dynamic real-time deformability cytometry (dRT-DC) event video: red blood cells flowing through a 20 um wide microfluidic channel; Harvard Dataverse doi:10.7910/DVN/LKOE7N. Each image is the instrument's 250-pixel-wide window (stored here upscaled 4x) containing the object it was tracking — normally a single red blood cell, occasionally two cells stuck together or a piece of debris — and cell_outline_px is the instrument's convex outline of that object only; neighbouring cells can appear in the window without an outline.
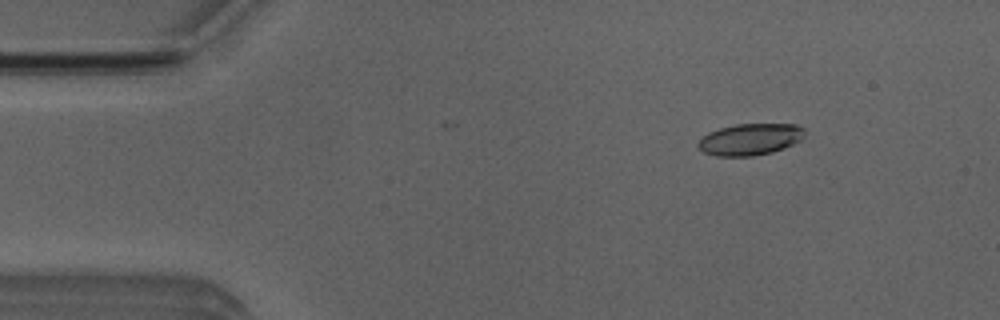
{"species": "Egyptian fruit bat (a non-hibernating species)", "species_latin": "Rousettus aegyptiacus", "temperature_condition": "room temperature", "stored_images_in_passage": 44, "camera_frame_rate_fps": 3000, "um_per_image_px": 0.085, "animal": {"sex": "male"}, "frame": {"image": 1, "passage_image": 7, "time_ms": 2.0, "image_size_px": [1000, 320], "cell_outline_px": [[804, 136], [800, 140], [784, 148], [772, 152], [752, 156], [716, 156], [704, 152], [696, 144], [708, 132], [720, 128], [736, 124], [796, 124], [804, 128]], "centroid_in_image_um": [63.76, 11.84], "position_along_channel_um": 21.2, "area_um2": 19.54}}
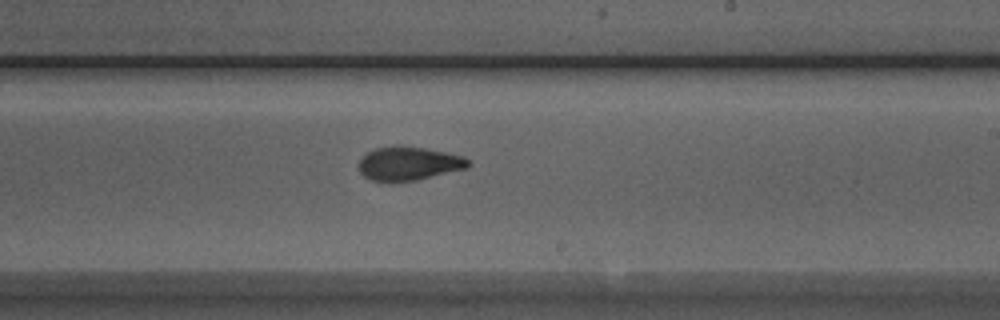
{"frame": {"image": 2, "passage_image": 30, "time_ms": 9.667, "image_size_px": [1000, 320], "cell_outline_px": [[472, 164], [468, 168], [416, 180], [372, 180], [364, 176], [360, 172], [360, 160], [368, 152], [376, 148], [396, 144], [400, 144], [424, 148], [464, 156]], "centroid_in_image_um": [34.78, 13.87], "position_along_channel_um": 254.2, "area_um2": 21.27}}
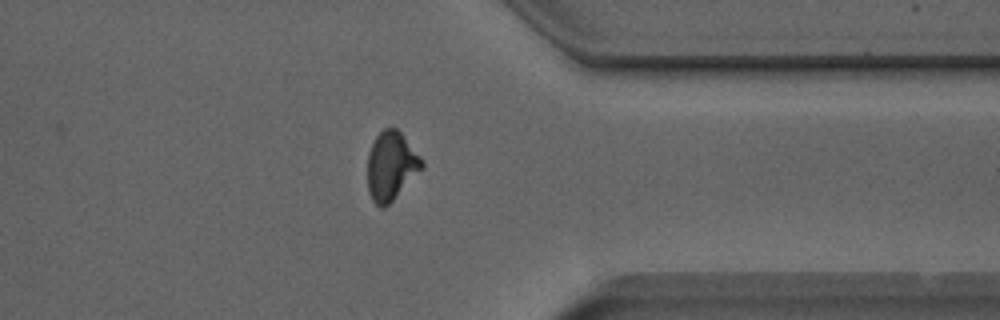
{"frame": {"image": 3, "passage_image": 40, "time_ms": 13.0, "image_size_px": [1000, 320], "cell_outline_px": [[424, 168], [384, 208], [380, 208], [372, 200], [368, 192], [368, 152], [376, 136], [384, 128], [396, 128], [404, 136], [420, 156], [424, 164]], "centroid_in_image_um": [33.24, 14.11], "position_along_channel_um": 378.2, "area_um2": 21.62}, "authors_computed_cell_mechanics": {"area_um2": 21.0392, "velocity_mm_per_s": 3.9921, "shape_relaxation_time_tau1_ms": 5.4634, "shape_relaxation_time_tau2_ms": 1.5554, "deformation_change_tau1": 0.1674, "deformation_change_tau2": 0.0805}}